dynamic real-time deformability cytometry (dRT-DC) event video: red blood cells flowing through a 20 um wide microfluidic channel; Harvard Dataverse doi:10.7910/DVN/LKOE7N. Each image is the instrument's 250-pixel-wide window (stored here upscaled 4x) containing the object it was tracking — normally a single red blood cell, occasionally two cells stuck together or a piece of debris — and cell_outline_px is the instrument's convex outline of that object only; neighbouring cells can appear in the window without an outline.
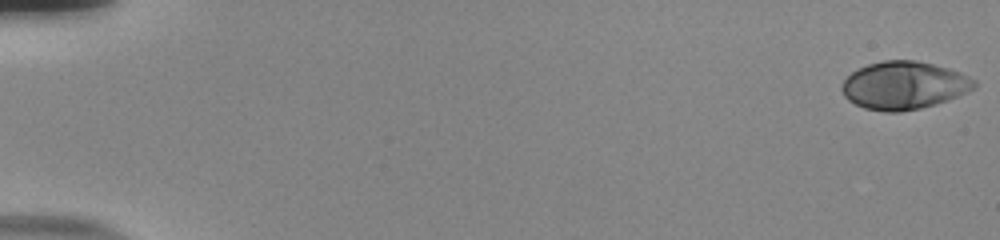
{"species": "human", "species_latin": "Homo sapiens", "temperature_condition": "room temperature", "stored_images_in_passage": 55, "camera_frame_rate_fps": 3000, "um_per_image_px": 0.085, "donor": {"sex": "male"}, "frame": {"image": 1, "passage_image": 1, "time_ms": 0.0, "image_size_px": [1000, 240], "cell_outline_px": [[976, 88], [968, 92], [948, 100], [936, 104], [920, 108], [900, 112], [884, 112], [864, 108], [848, 100], [844, 96], [840, 88], [840, 84], [856, 68], [868, 64], [884, 60], [916, 60], [948, 68], [960, 72], [976, 80]], "centroid_in_image_um": [76.83, 7.26], "position_along_channel_um": 8.2, "area_um2": 37.22}}
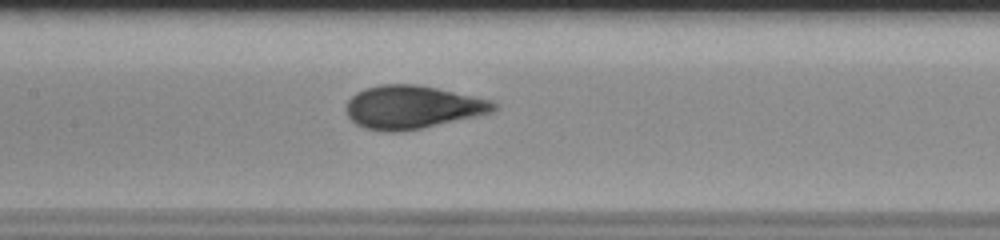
{"frame": {"image": 2, "passage_image": 28, "time_ms": 9.0, "image_size_px": [1000, 240], "cell_outline_px": [[496, 108], [492, 112], [476, 116], [420, 128], [400, 132], [384, 132], [364, 128], [356, 124], [348, 116], [344, 108], [348, 100], [356, 92], [364, 88], [380, 84], [416, 84], [436, 88], [492, 100], [496, 104]], "centroid_in_image_um": [34.99, 9.1], "position_along_channel_um": 172.4, "area_um2": 37.05}}
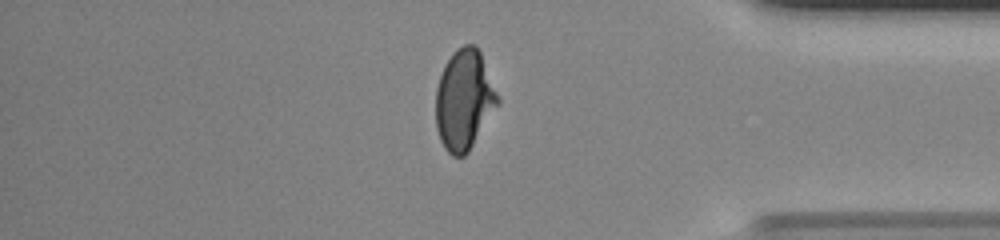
{"frame": {"image": 3, "passage_image": 47, "time_ms": 15.333, "image_size_px": [1000, 240], "cell_outline_px": [[500, 100], [468, 152], [464, 156], [452, 156], [444, 148], [440, 140], [436, 128], [436, 88], [444, 64], [452, 52], [456, 48], [464, 44], [476, 44], [480, 52]], "centroid_in_image_um": [39.42, 8.46], "position_along_channel_um": 395.8, "area_um2": 35.89}, "authors_computed_cell_mechanics": {"area_um2": 36.0094, "velocity_mm_per_s": 3.8405, "shape_relaxation_time_tau1_ms": 5.6553, "shape_relaxation_time_tau2_ms": null, "deformation_change_tau1": 0.2386, "deformation_change_tau2": null}}